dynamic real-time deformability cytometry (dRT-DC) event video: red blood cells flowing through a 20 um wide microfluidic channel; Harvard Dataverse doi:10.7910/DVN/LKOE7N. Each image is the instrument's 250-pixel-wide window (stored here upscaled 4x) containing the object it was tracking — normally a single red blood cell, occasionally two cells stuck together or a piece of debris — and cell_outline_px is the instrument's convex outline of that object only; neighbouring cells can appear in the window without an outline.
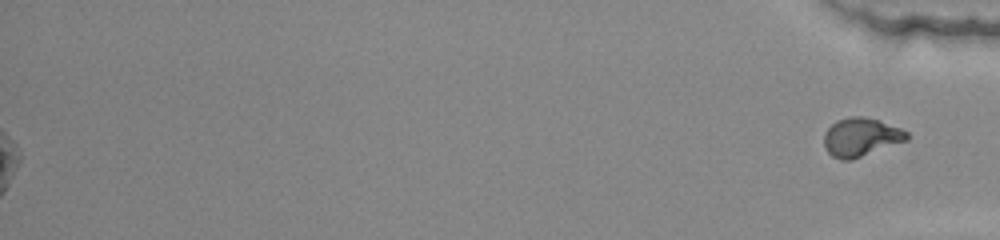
{"species": "common noctule bat (a hibernating species)", "species_latin": "Nyctalus noctula", "temperature_condition": "warm", "stored_images_in_passage": 54, "segment_of_instrument_passage": [2, 2], "camera_frame_rate_fps": 3000, "um_per_image_px": 0.085, "animal": {"sex": "female", "body_mass_g": 22.0, "forearm_length_mm": 56.7}, "frame": {"image": 1, "passage_image": 54, "time_ms": 17.667, "image_size_px": [1000, 240], "cell_outline_px": [[908, 140], [852, 160], [840, 160], [832, 156], [824, 148], [824, 136], [828, 128], [836, 120], [848, 116], [864, 116], [880, 120], [900, 128], [908, 132]], "centroid_in_image_um": [73.17, 11.65], "position_along_channel_um": 362.0, "area_um2": 18.79}}